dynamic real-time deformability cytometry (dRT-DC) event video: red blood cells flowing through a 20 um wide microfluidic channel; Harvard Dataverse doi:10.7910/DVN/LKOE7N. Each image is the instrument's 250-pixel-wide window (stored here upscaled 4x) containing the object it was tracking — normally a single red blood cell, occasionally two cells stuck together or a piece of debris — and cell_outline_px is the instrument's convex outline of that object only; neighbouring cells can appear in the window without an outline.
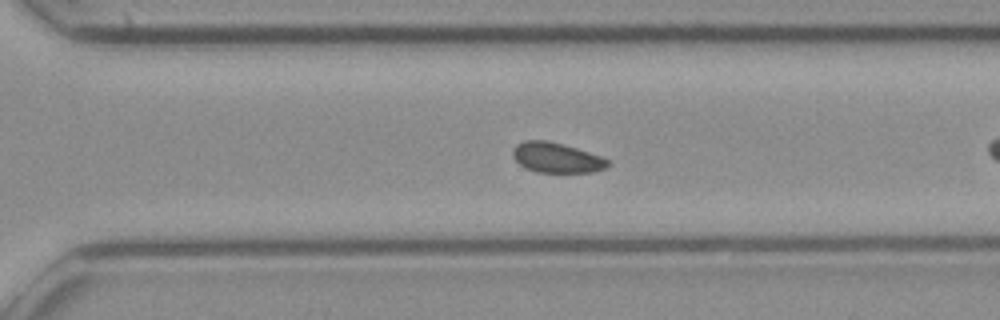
{"species": "common noctule bat (a hibernating species)", "species_latin": "Nyctalus noctula", "temperature_condition": "cold", "stored_images_in_passage": 38, "camera_frame_rate_fps": 3000, "um_per_image_px": 0.085, "animal": {"sex": "female", "body_mass_g": 21.9}, "frame": {"image": 1, "passage_image": 22, "time_ms": 7.0, "image_size_px": [1000, 320], "cell_outline_px": [[612, 164], [608, 168], [592, 172], [536, 172], [524, 168], [512, 156], [512, 148], [516, 144], [524, 140], [548, 140], [564, 144], [604, 156], [612, 160]], "centroid_in_image_um": [47.37, 13.4], "position_along_channel_um": 323.2, "area_um2": 17.22}}